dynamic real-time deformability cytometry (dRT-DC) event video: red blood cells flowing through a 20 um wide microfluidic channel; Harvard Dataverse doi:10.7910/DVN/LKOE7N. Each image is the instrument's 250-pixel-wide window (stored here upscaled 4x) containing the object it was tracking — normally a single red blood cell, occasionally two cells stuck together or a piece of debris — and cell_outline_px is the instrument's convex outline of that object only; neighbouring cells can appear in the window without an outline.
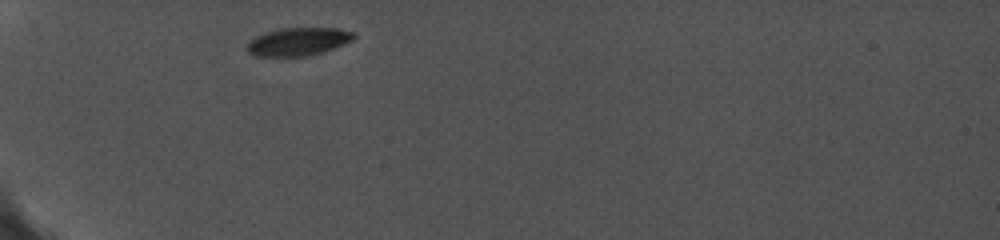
{"species": "common noctule bat (a hibernating species)", "species_latin": "Nyctalus noctula", "temperature_condition": "cold", "stored_images_in_passage": 24, "camera_frame_rate_fps": 5000, "um_per_image_px": 0.085, "animal": {"sex": "female", "body_mass_g": 19.0, "forearm_length_mm": 56.7}, "frame": {"image": 1, "passage_image": 1, "time_ms": 0.0, "image_size_px": [1000, 240], "cell_outline_px": [[356, 36], [352, 40], [344, 44], [324, 52], [308, 56], [256, 56], [248, 52], [244, 48], [248, 40], [264, 32], [284, 28], [336, 28], [356, 32]], "centroid_in_image_um": [25.33, 3.54], "position_along_channel_um": 59.7, "area_um2": 17.69}}
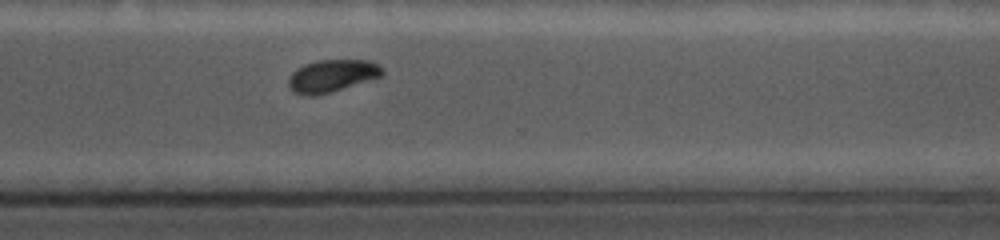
{"frame": {"image": 2, "passage_image": 18, "time_ms": 8.0, "image_size_px": [1000, 240], "cell_outline_px": [[384, 72], [380, 76], [328, 92], [312, 96], [308, 96], [296, 92], [288, 84], [288, 80], [292, 72], [296, 68], [304, 64], [316, 60], [372, 60], [380, 64]], "centroid_in_image_um": [28.21, 6.4], "position_along_channel_um": 342.4, "area_um2": 17.34}}
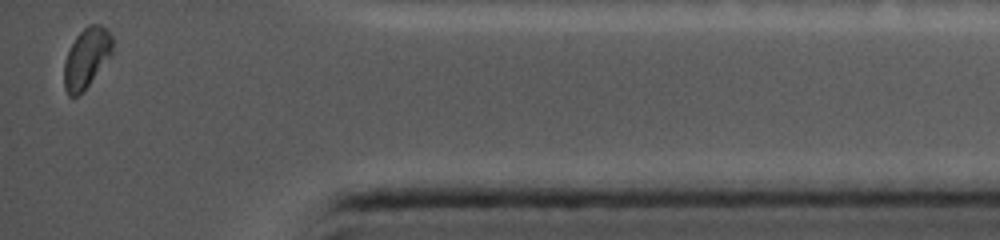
{"frame": {"image": 3, "passage_image": 24, "time_ms": 10.6, "image_size_px": [1000, 240], "cell_outline_px": [[112, 52], [88, 84], [76, 96], [68, 96], [64, 88], [64, 60], [76, 36], [88, 24], [100, 24], [112, 36]], "centroid_in_image_um": [7.32, 4.9], "position_along_channel_um": 427.9, "area_um2": 16.36}, "authors_computed_cell_mechanics": {"area_um2": 18.0625, "velocity_mm_per_s": 3.775, "shape_relaxation_time_tau1_ms": 4.3663, "shape_relaxation_time_tau2_ms": 2.4843, "deformation_change_tau1": 0.0962, "deformation_change_tau2": 0.0301}}